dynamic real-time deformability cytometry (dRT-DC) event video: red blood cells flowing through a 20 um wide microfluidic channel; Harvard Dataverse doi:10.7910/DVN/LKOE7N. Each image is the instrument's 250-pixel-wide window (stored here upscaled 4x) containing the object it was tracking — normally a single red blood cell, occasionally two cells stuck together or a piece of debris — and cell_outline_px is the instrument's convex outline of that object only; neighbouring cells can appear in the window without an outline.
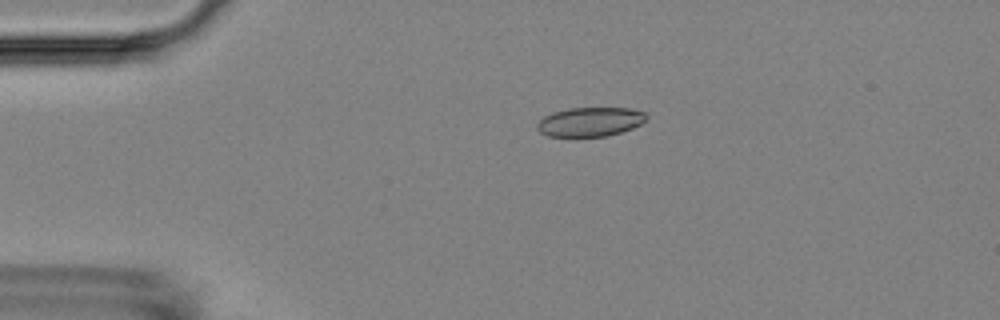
{"species": "Egyptian fruit bat (a non-hibernating species)", "species_latin": "Rousettus aegyptiacus", "temperature_condition": "room temperature", "stored_images_in_passage": 5, "camera_frame_rate_fps": 3000, "um_per_image_px": 0.085, "animal": {"sex": "female"}, "frame": {"image": 1, "passage_image": 3, "time_ms": 2.667, "image_size_px": [1000, 320], "cell_outline_px": [[648, 120], [632, 128], [608, 136], [548, 136], [540, 132], [536, 128], [536, 124], [544, 116], [552, 112], [568, 108], [632, 108], [644, 112], [648, 116]], "centroid_in_image_um": [50.17, 10.34], "position_along_channel_um": 34.8, "area_um2": 18.67}}
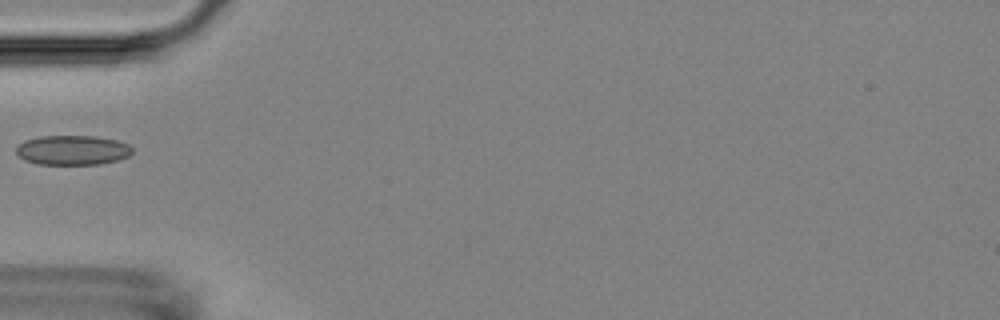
{"frame": {"image": 2, "passage_image": 5, "time_ms": 5.0, "image_size_px": [1000, 320], "cell_outline_px": [[132, 152], [128, 156], [116, 160], [100, 164], [40, 164], [24, 160], [16, 156], [16, 144], [24, 140], [40, 136], [96, 136], [116, 140], [128, 144], [132, 148]], "centroid_in_image_um": [6.11, 12.75], "position_along_channel_um": 78.9, "area_um2": 20.17}}